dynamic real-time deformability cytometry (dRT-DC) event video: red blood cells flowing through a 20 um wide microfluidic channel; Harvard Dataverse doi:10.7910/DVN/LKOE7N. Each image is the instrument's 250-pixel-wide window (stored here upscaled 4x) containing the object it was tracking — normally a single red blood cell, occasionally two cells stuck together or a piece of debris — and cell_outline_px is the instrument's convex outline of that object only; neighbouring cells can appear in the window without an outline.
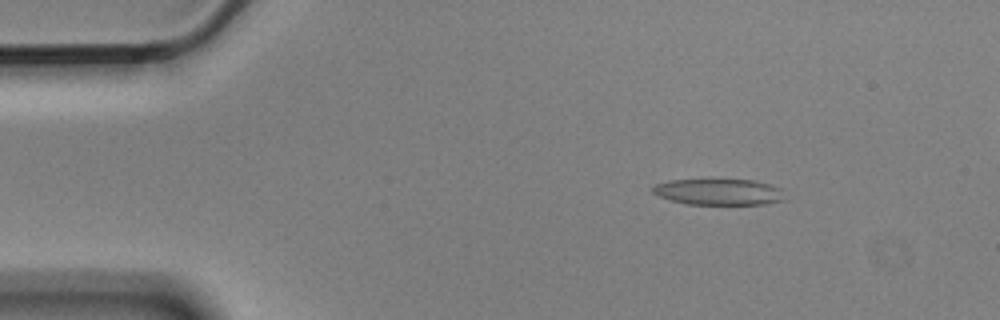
{"species": "Egyptian fruit bat (a non-hibernating species)", "species_latin": "Rousettus aegyptiacus", "temperature_condition": "cold", "stored_images_in_passage": 5, "camera_frame_rate_fps": 3000, "um_per_image_px": 0.085, "animal": {"sex": "male"}, "frame": {"image": 1, "passage_image": 3, "time_ms": 0.667, "image_size_px": [1000, 320], "cell_outline_px": [[784, 200], [764, 204], [688, 204], [672, 200], [660, 196], [652, 192], [652, 188], [656, 184], [668, 180], [756, 180], [780, 188]], "centroid_in_image_um": [61.09, 16.31], "position_along_channel_um": 23.9, "area_um2": 19.83}}